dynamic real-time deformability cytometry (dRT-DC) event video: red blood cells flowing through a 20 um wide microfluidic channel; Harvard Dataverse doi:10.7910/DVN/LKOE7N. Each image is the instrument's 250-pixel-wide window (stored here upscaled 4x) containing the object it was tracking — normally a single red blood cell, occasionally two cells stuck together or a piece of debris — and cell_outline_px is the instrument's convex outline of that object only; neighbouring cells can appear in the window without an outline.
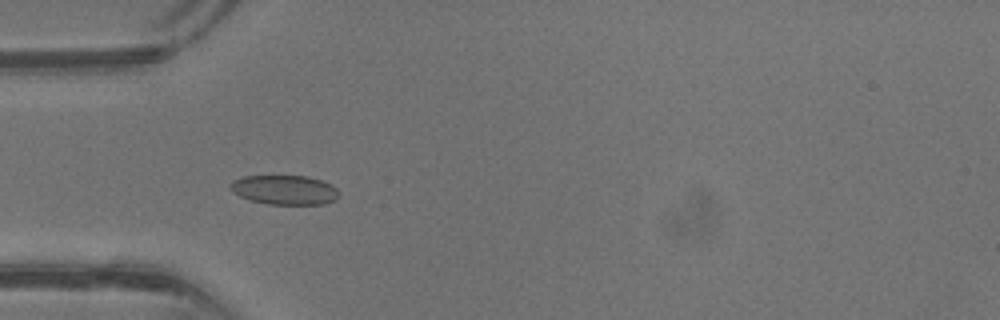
{"species": "common noctule bat (a hibernating species)", "species_latin": "Nyctalus noctula", "temperature_condition": "warm", "stored_images_in_passage": 34, "camera_frame_rate_fps": 3000, "um_per_image_px": 0.085, "animal": {"sex": "male", "body_mass_g": 13.3}, "frame": {"image": 1, "passage_image": 13, "time_ms": 4.0, "image_size_px": [1000, 320], "cell_outline_px": [[340, 196], [336, 200], [324, 204], [268, 204], [252, 200], [240, 196], [232, 192], [228, 188], [236, 180], [244, 176], [308, 176], [332, 184], [340, 192]], "centroid_in_image_um": [24.25, 16.14], "position_along_channel_um": 60.8, "area_um2": 18.61}}
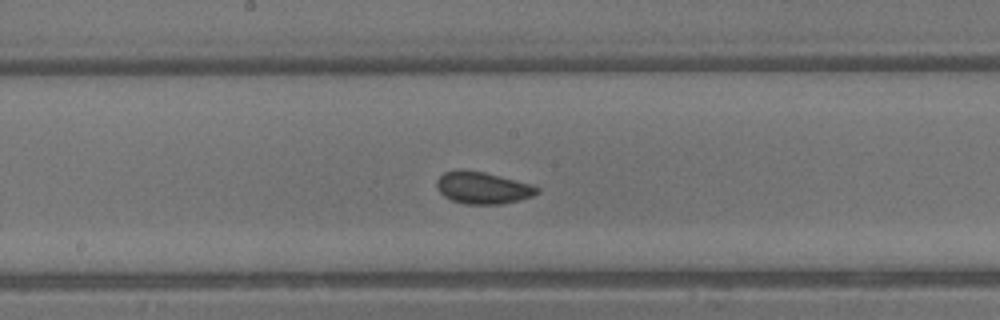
{"frame": {"image": 2, "passage_image": 22, "time_ms": 7.0, "image_size_px": [1000, 320], "cell_outline_px": [[540, 192], [532, 196], [520, 200], [500, 204], [464, 204], [452, 200], [444, 196], [436, 188], [436, 180], [444, 172], [460, 168], [464, 168], [484, 172], [532, 184], [540, 188]], "centroid_in_image_um": [41.01, 15.95], "position_along_channel_um": 207.2, "area_um2": 18.96}}
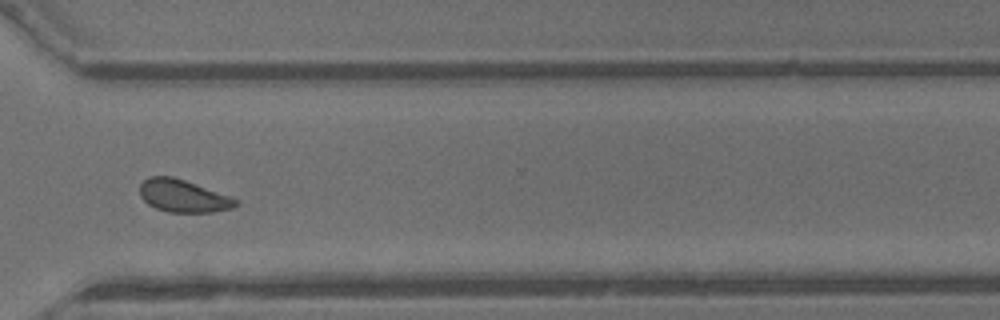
{"frame": {"image": 3, "passage_image": 31, "time_ms": 10.0, "image_size_px": [1000, 320], "cell_outline_px": [[240, 204], [232, 208], [212, 212], [168, 212], [156, 208], [148, 204], [140, 196], [140, 184], [148, 176], [172, 176], [232, 196], [240, 200]], "centroid_in_image_um": [15.6, 16.65], "position_along_channel_um": 355.0, "area_um2": 18.32}, "authors_computed_cell_mechanics": {"area_um2": 18.9006, "velocity_mm_per_s": 4.9459, "shape_relaxation_time_tau1_ms": 9.4066, "shape_relaxation_time_tau2_ms": 0.8801, "deformation_change_tau1": 0.0737, "deformation_change_tau2": 0.0655}}